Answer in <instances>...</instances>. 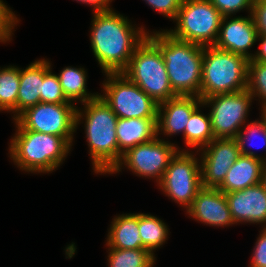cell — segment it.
<instances>
[{"label": "cell", "mask_w": 266, "mask_h": 267, "mask_svg": "<svg viewBox=\"0 0 266 267\" xmlns=\"http://www.w3.org/2000/svg\"><path fill=\"white\" fill-rule=\"evenodd\" d=\"M93 14L90 36L93 54L105 74L122 73L147 32L144 27L134 28L127 17L112 9Z\"/></svg>", "instance_id": "obj_1"}, {"label": "cell", "mask_w": 266, "mask_h": 267, "mask_svg": "<svg viewBox=\"0 0 266 267\" xmlns=\"http://www.w3.org/2000/svg\"><path fill=\"white\" fill-rule=\"evenodd\" d=\"M147 37L159 48L173 92L182 96H198L202 79L204 46L173 37L165 31Z\"/></svg>", "instance_id": "obj_2"}, {"label": "cell", "mask_w": 266, "mask_h": 267, "mask_svg": "<svg viewBox=\"0 0 266 267\" xmlns=\"http://www.w3.org/2000/svg\"><path fill=\"white\" fill-rule=\"evenodd\" d=\"M82 105H84V112L76 109V129L84 115V127L89 154L93 160V170L96 174H110L119 163L116 133L118 117L100 96Z\"/></svg>", "instance_id": "obj_3"}, {"label": "cell", "mask_w": 266, "mask_h": 267, "mask_svg": "<svg viewBox=\"0 0 266 267\" xmlns=\"http://www.w3.org/2000/svg\"><path fill=\"white\" fill-rule=\"evenodd\" d=\"M10 143L14 163L22 171L31 173L55 171L72 146L63 137L32 130H17Z\"/></svg>", "instance_id": "obj_4"}, {"label": "cell", "mask_w": 266, "mask_h": 267, "mask_svg": "<svg viewBox=\"0 0 266 267\" xmlns=\"http://www.w3.org/2000/svg\"><path fill=\"white\" fill-rule=\"evenodd\" d=\"M248 61L214 45L204 46L200 98L247 90Z\"/></svg>", "instance_id": "obj_5"}, {"label": "cell", "mask_w": 266, "mask_h": 267, "mask_svg": "<svg viewBox=\"0 0 266 267\" xmlns=\"http://www.w3.org/2000/svg\"><path fill=\"white\" fill-rule=\"evenodd\" d=\"M122 73L158 104L177 96L171 88L163 56L147 36Z\"/></svg>", "instance_id": "obj_6"}, {"label": "cell", "mask_w": 266, "mask_h": 267, "mask_svg": "<svg viewBox=\"0 0 266 267\" xmlns=\"http://www.w3.org/2000/svg\"><path fill=\"white\" fill-rule=\"evenodd\" d=\"M222 18L223 15L209 0H183L175 18L177 27L167 32L183 41L213 46Z\"/></svg>", "instance_id": "obj_7"}, {"label": "cell", "mask_w": 266, "mask_h": 267, "mask_svg": "<svg viewBox=\"0 0 266 267\" xmlns=\"http://www.w3.org/2000/svg\"><path fill=\"white\" fill-rule=\"evenodd\" d=\"M103 95H99L118 118H157L158 103L123 73H106Z\"/></svg>", "instance_id": "obj_8"}, {"label": "cell", "mask_w": 266, "mask_h": 267, "mask_svg": "<svg viewBox=\"0 0 266 267\" xmlns=\"http://www.w3.org/2000/svg\"><path fill=\"white\" fill-rule=\"evenodd\" d=\"M76 109L73 103L40 102L22 112L15 124L17 130L60 136L71 145L76 130Z\"/></svg>", "instance_id": "obj_9"}, {"label": "cell", "mask_w": 266, "mask_h": 267, "mask_svg": "<svg viewBox=\"0 0 266 267\" xmlns=\"http://www.w3.org/2000/svg\"><path fill=\"white\" fill-rule=\"evenodd\" d=\"M199 159L187 150L178 151L166 168L159 183L170 199L186 208L192 205L198 191L202 188Z\"/></svg>", "instance_id": "obj_10"}, {"label": "cell", "mask_w": 266, "mask_h": 267, "mask_svg": "<svg viewBox=\"0 0 266 267\" xmlns=\"http://www.w3.org/2000/svg\"><path fill=\"white\" fill-rule=\"evenodd\" d=\"M253 99L248 90L203 98V105L212 106L209 116L214 137L236 138L241 127L246 125L245 121Z\"/></svg>", "instance_id": "obj_11"}, {"label": "cell", "mask_w": 266, "mask_h": 267, "mask_svg": "<svg viewBox=\"0 0 266 267\" xmlns=\"http://www.w3.org/2000/svg\"><path fill=\"white\" fill-rule=\"evenodd\" d=\"M179 151L177 146L156 136L149 142L127 150L111 174L121 171L122 164L140 177L156 178L159 184L171 159ZM123 161V162H122Z\"/></svg>", "instance_id": "obj_12"}, {"label": "cell", "mask_w": 266, "mask_h": 267, "mask_svg": "<svg viewBox=\"0 0 266 267\" xmlns=\"http://www.w3.org/2000/svg\"><path fill=\"white\" fill-rule=\"evenodd\" d=\"M201 151L202 187L217 188L241 155L238 143L235 138H215Z\"/></svg>", "instance_id": "obj_13"}, {"label": "cell", "mask_w": 266, "mask_h": 267, "mask_svg": "<svg viewBox=\"0 0 266 267\" xmlns=\"http://www.w3.org/2000/svg\"><path fill=\"white\" fill-rule=\"evenodd\" d=\"M229 18L230 16H223L214 46L242 55L248 60L252 59L253 54L248 49L257 41L258 33L251 14L248 17L230 18L228 21Z\"/></svg>", "instance_id": "obj_14"}, {"label": "cell", "mask_w": 266, "mask_h": 267, "mask_svg": "<svg viewBox=\"0 0 266 267\" xmlns=\"http://www.w3.org/2000/svg\"><path fill=\"white\" fill-rule=\"evenodd\" d=\"M186 211L193 219L207 225L223 227L235 224L225 193L218 188L202 187Z\"/></svg>", "instance_id": "obj_15"}, {"label": "cell", "mask_w": 266, "mask_h": 267, "mask_svg": "<svg viewBox=\"0 0 266 267\" xmlns=\"http://www.w3.org/2000/svg\"><path fill=\"white\" fill-rule=\"evenodd\" d=\"M225 196L234 223H264L266 227V190L262 183Z\"/></svg>", "instance_id": "obj_16"}, {"label": "cell", "mask_w": 266, "mask_h": 267, "mask_svg": "<svg viewBox=\"0 0 266 267\" xmlns=\"http://www.w3.org/2000/svg\"><path fill=\"white\" fill-rule=\"evenodd\" d=\"M200 106L204 105L198 96L182 95L158 104L157 135L160 131L169 136L183 132L184 137L186 124L191 114Z\"/></svg>", "instance_id": "obj_17"}, {"label": "cell", "mask_w": 266, "mask_h": 267, "mask_svg": "<svg viewBox=\"0 0 266 267\" xmlns=\"http://www.w3.org/2000/svg\"><path fill=\"white\" fill-rule=\"evenodd\" d=\"M265 164L262 159L240 155L217 188L223 193H230L259 184Z\"/></svg>", "instance_id": "obj_18"}, {"label": "cell", "mask_w": 266, "mask_h": 267, "mask_svg": "<svg viewBox=\"0 0 266 267\" xmlns=\"http://www.w3.org/2000/svg\"><path fill=\"white\" fill-rule=\"evenodd\" d=\"M119 162L122 155L136 145L151 141L157 135V118H118L116 123Z\"/></svg>", "instance_id": "obj_19"}, {"label": "cell", "mask_w": 266, "mask_h": 267, "mask_svg": "<svg viewBox=\"0 0 266 267\" xmlns=\"http://www.w3.org/2000/svg\"><path fill=\"white\" fill-rule=\"evenodd\" d=\"M44 78V59L36 60L26 69L20 68V84L17 97V117L27 108L40 103Z\"/></svg>", "instance_id": "obj_20"}, {"label": "cell", "mask_w": 266, "mask_h": 267, "mask_svg": "<svg viewBox=\"0 0 266 267\" xmlns=\"http://www.w3.org/2000/svg\"><path fill=\"white\" fill-rule=\"evenodd\" d=\"M138 223L139 213L116 216L107 235V246L115 249L144 248L139 234Z\"/></svg>", "instance_id": "obj_21"}, {"label": "cell", "mask_w": 266, "mask_h": 267, "mask_svg": "<svg viewBox=\"0 0 266 267\" xmlns=\"http://www.w3.org/2000/svg\"><path fill=\"white\" fill-rule=\"evenodd\" d=\"M86 74L84 68H73L68 66L57 75L63 94L69 102L78 99L81 103H85L99 96V94H90L86 92Z\"/></svg>", "instance_id": "obj_22"}, {"label": "cell", "mask_w": 266, "mask_h": 267, "mask_svg": "<svg viewBox=\"0 0 266 267\" xmlns=\"http://www.w3.org/2000/svg\"><path fill=\"white\" fill-rule=\"evenodd\" d=\"M199 110L198 107L191 114L184 132L185 144L187 147H197V152L215 139L209 114L204 115Z\"/></svg>", "instance_id": "obj_23"}, {"label": "cell", "mask_w": 266, "mask_h": 267, "mask_svg": "<svg viewBox=\"0 0 266 267\" xmlns=\"http://www.w3.org/2000/svg\"><path fill=\"white\" fill-rule=\"evenodd\" d=\"M167 227L161 219L151 214L139 213L138 228L144 249L154 255L153 250L163 245L168 238Z\"/></svg>", "instance_id": "obj_24"}, {"label": "cell", "mask_w": 266, "mask_h": 267, "mask_svg": "<svg viewBox=\"0 0 266 267\" xmlns=\"http://www.w3.org/2000/svg\"><path fill=\"white\" fill-rule=\"evenodd\" d=\"M20 84V68L8 66L0 69V111L13 112L17 118V97Z\"/></svg>", "instance_id": "obj_25"}, {"label": "cell", "mask_w": 266, "mask_h": 267, "mask_svg": "<svg viewBox=\"0 0 266 267\" xmlns=\"http://www.w3.org/2000/svg\"><path fill=\"white\" fill-rule=\"evenodd\" d=\"M108 265L110 267H153L155 256L147 249L108 248Z\"/></svg>", "instance_id": "obj_26"}, {"label": "cell", "mask_w": 266, "mask_h": 267, "mask_svg": "<svg viewBox=\"0 0 266 267\" xmlns=\"http://www.w3.org/2000/svg\"><path fill=\"white\" fill-rule=\"evenodd\" d=\"M247 90L253 97H259L261 109H266V62L248 61Z\"/></svg>", "instance_id": "obj_27"}, {"label": "cell", "mask_w": 266, "mask_h": 267, "mask_svg": "<svg viewBox=\"0 0 266 267\" xmlns=\"http://www.w3.org/2000/svg\"><path fill=\"white\" fill-rule=\"evenodd\" d=\"M40 102L45 103H73L69 102L63 94L59 78L51 72L50 62L44 59V78L42 82V91L40 93Z\"/></svg>", "instance_id": "obj_28"}, {"label": "cell", "mask_w": 266, "mask_h": 267, "mask_svg": "<svg viewBox=\"0 0 266 267\" xmlns=\"http://www.w3.org/2000/svg\"><path fill=\"white\" fill-rule=\"evenodd\" d=\"M261 118L262 119L259 121H252L248 125H246L244 131L241 129L235 139L238 143L241 155L256 157L266 162V158H261L260 155L255 154L253 151H249L248 148L246 149V142L250 141L249 137H251L252 139H254L253 137H262V146H264V148L266 149V125L264 118Z\"/></svg>", "instance_id": "obj_29"}, {"label": "cell", "mask_w": 266, "mask_h": 267, "mask_svg": "<svg viewBox=\"0 0 266 267\" xmlns=\"http://www.w3.org/2000/svg\"><path fill=\"white\" fill-rule=\"evenodd\" d=\"M19 20L12 10L0 0V42H7L11 38L12 30Z\"/></svg>", "instance_id": "obj_30"}, {"label": "cell", "mask_w": 266, "mask_h": 267, "mask_svg": "<svg viewBox=\"0 0 266 267\" xmlns=\"http://www.w3.org/2000/svg\"><path fill=\"white\" fill-rule=\"evenodd\" d=\"M223 16H231L244 8L251 13L254 0H209Z\"/></svg>", "instance_id": "obj_31"}, {"label": "cell", "mask_w": 266, "mask_h": 267, "mask_svg": "<svg viewBox=\"0 0 266 267\" xmlns=\"http://www.w3.org/2000/svg\"><path fill=\"white\" fill-rule=\"evenodd\" d=\"M161 15L175 20L183 0H144Z\"/></svg>", "instance_id": "obj_32"}, {"label": "cell", "mask_w": 266, "mask_h": 267, "mask_svg": "<svg viewBox=\"0 0 266 267\" xmlns=\"http://www.w3.org/2000/svg\"><path fill=\"white\" fill-rule=\"evenodd\" d=\"M250 14L258 35H266V0H254Z\"/></svg>", "instance_id": "obj_33"}, {"label": "cell", "mask_w": 266, "mask_h": 267, "mask_svg": "<svg viewBox=\"0 0 266 267\" xmlns=\"http://www.w3.org/2000/svg\"><path fill=\"white\" fill-rule=\"evenodd\" d=\"M255 245L250 267H266V227L261 230Z\"/></svg>", "instance_id": "obj_34"}, {"label": "cell", "mask_w": 266, "mask_h": 267, "mask_svg": "<svg viewBox=\"0 0 266 267\" xmlns=\"http://www.w3.org/2000/svg\"><path fill=\"white\" fill-rule=\"evenodd\" d=\"M85 4H90L91 6L94 7L93 11L94 13L96 12H104V11H109L112 8H109L110 2L112 0H76Z\"/></svg>", "instance_id": "obj_35"}, {"label": "cell", "mask_w": 266, "mask_h": 267, "mask_svg": "<svg viewBox=\"0 0 266 267\" xmlns=\"http://www.w3.org/2000/svg\"><path fill=\"white\" fill-rule=\"evenodd\" d=\"M257 40L262 41L259 47V51L253 54L251 60L258 62H266V35H258Z\"/></svg>", "instance_id": "obj_36"}, {"label": "cell", "mask_w": 266, "mask_h": 267, "mask_svg": "<svg viewBox=\"0 0 266 267\" xmlns=\"http://www.w3.org/2000/svg\"><path fill=\"white\" fill-rule=\"evenodd\" d=\"M261 183L265 187L266 190V164L264 165L263 171H262V181Z\"/></svg>", "instance_id": "obj_37"}, {"label": "cell", "mask_w": 266, "mask_h": 267, "mask_svg": "<svg viewBox=\"0 0 266 267\" xmlns=\"http://www.w3.org/2000/svg\"><path fill=\"white\" fill-rule=\"evenodd\" d=\"M261 112H262V115H261V117H263V118H264L265 125H266V109H262V110H261Z\"/></svg>", "instance_id": "obj_38"}]
</instances>
